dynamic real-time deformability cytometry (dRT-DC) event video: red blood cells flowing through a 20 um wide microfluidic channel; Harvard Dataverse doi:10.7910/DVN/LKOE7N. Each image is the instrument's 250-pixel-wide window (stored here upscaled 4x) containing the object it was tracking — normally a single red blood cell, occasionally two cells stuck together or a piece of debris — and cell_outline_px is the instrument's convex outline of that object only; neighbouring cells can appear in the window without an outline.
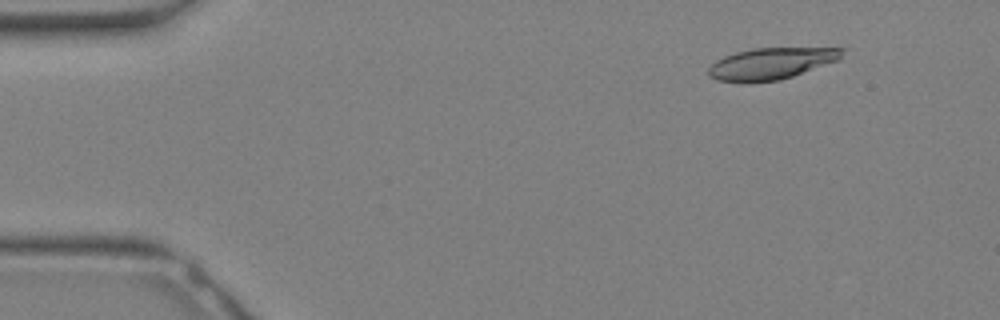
{"species": "Egyptian fruit bat (a non-hibernating species)", "species_latin": "Rousettus aegyptiacus", "temperature_condition": "warm", "stored_images_in_passage": 21, "camera_frame_rate_fps": 3000, "um_per_image_px": 0.085, "animal": {"sex": "female"}, "frame": {"image": 1, "passage_image": 3, "time_ms": 0.667, "image_size_px": [1000, 320], "cell_outline_px": [[844, 48], [840, 60], [780, 80], [716, 80], [708, 76], [708, 68], [716, 60], [724, 56], [736, 52], [752, 48]], "centroid_in_image_um": [65.58, 5.37], "position_along_channel_um": 19.4, "area_um2": 23.99}}
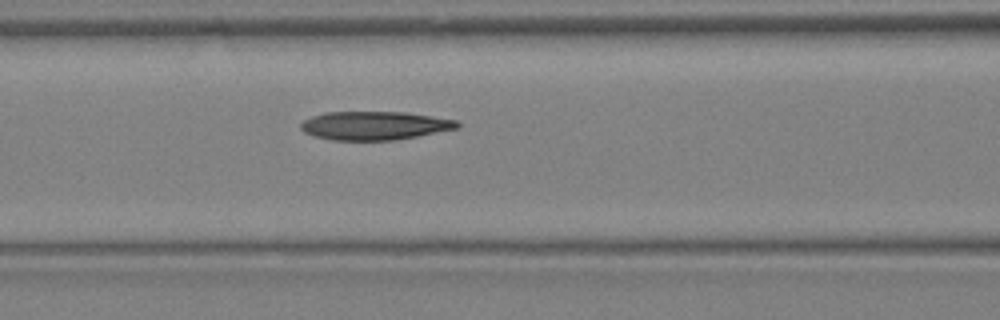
{"frame": {"image": 2, "passage_image": 13, "time_ms": 4.0, "image_size_px": [1000, 320], "cell_outline_px": [[460, 128], [396, 140], [332, 140], [312, 136], [304, 132], [300, 128], [300, 124], [304, 120], [312, 116], [324, 112], [404, 112], [456, 120], [460, 124]], "centroid_in_image_um": [31.81, 10.68], "position_along_channel_um": 134.8, "area_um2": 26.07}}
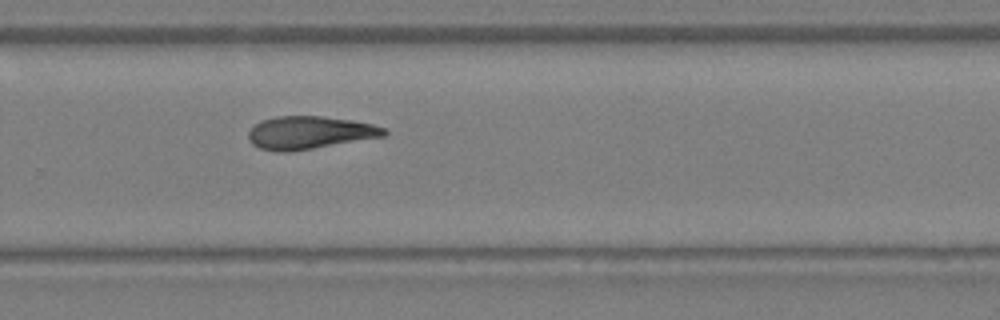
{"frame": {"image": 3, "passage_image": 21, "time_ms": 6.667, "image_size_px": [1000, 320], "cell_outline_px": [[388, 132], [384, 136], [288, 152], [276, 152], [260, 148], [252, 144], [248, 140], [248, 132], [260, 120], [276, 116], [320, 116], [348, 120], [372, 124], [384, 128]], "centroid_in_image_um": [26.25, 11.27], "position_along_channel_um": 303.5, "area_um2": 25.66}}